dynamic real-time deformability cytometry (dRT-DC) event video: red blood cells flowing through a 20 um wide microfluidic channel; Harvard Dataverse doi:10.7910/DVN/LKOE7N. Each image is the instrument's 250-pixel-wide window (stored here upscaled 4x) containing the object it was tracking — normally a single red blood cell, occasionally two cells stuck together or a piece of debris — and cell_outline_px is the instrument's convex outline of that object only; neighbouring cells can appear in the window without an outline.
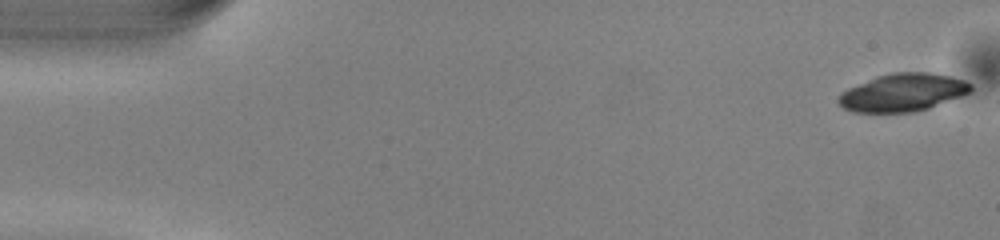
{"species": "common noctule bat (a hibernating species)", "species_latin": "Nyctalus noctula", "temperature_condition": "warm", "stored_images_in_passage": 7, "camera_frame_rate_fps": 3000, "um_per_image_px": 0.085, "animal": {"sex": "male", "body_mass_g": 13.0, "forearm_length_mm": 53.1}, "frame": {"image": 1, "passage_image": 1, "time_ms": 0.0, "image_size_px": [1000, 240], "cell_outline_px": [[972, 88], [968, 92], [960, 96], [928, 108], [912, 112], [852, 112], [844, 108], [836, 100], [840, 92], [848, 88], [876, 76], [892, 72], [932, 72], [952, 76], [964, 80], [972, 84]], "centroid_in_image_um": [76.71, 7.85], "position_along_channel_um": 8.3, "area_um2": 29.13}}